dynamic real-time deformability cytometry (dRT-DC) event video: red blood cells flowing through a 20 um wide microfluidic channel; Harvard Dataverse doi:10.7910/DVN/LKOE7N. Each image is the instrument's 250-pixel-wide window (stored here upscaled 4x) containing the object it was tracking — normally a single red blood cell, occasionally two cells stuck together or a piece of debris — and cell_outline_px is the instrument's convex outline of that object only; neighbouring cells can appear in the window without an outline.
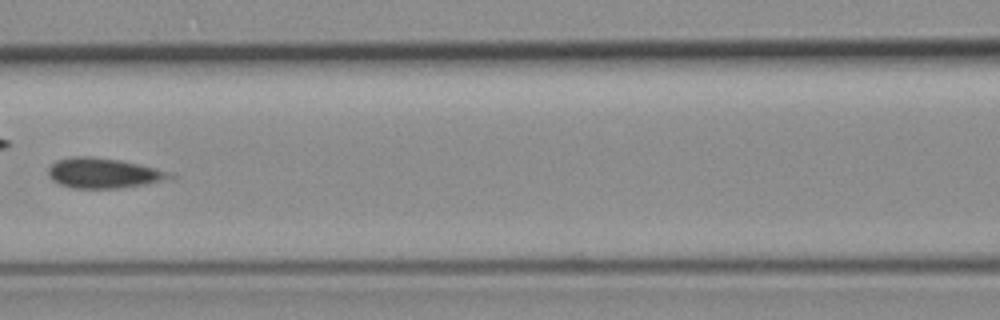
{"species": "common noctule bat (a hibernating species)", "species_latin": "Nyctalus noctula", "temperature_condition": "room temperature", "stored_images_in_passage": 8, "camera_frame_rate_fps": 3000, "um_per_image_px": 0.085, "animal": {"sex": "female", "body_mass_g": 19.3, "forearm_length_mm": 54.1}, "frame": {"image": 1, "passage_image": 7, "time_ms": 7.0, "image_size_px": [1000, 320], "cell_outline_px": [[180, 176], [148, 184], [120, 188], [72, 188], [60, 184], [52, 180], [48, 176], [48, 168], [56, 160], [76, 156], [88, 156], [120, 160], [140, 164], [156, 168]], "centroid_in_image_um": [8.81, 14.72], "position_along_channel_um": 157.8, "area_um2": 21.44}}
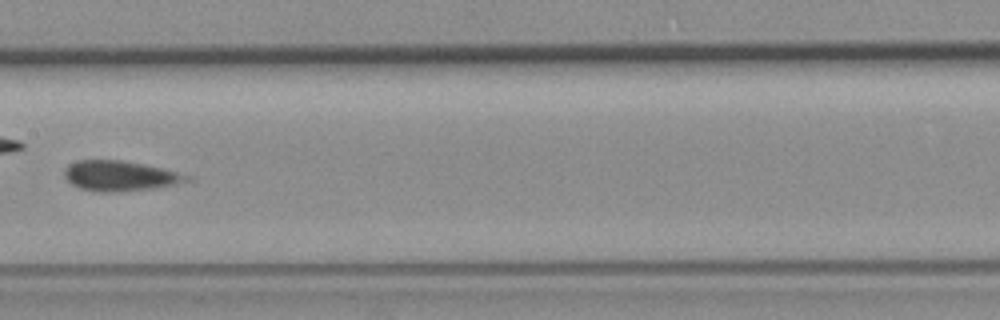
{"frame": {"image": 2, "passage_image": 8, "time_ms": 8.0, "image_size_px": [1000, 320], "cell_outline_px": [[196, 180], [156, 188], [104, 192], [100, 192], [80, 188], [72, 184], [64, 176], [64, 168], [68, 164], [80, 160], [120, 160], [164, 168], [192, 176]], "centroid_in_image_um": [10.25, 14.94], "position_along_channel_um": 197.1, "area_um2": 21.56}}